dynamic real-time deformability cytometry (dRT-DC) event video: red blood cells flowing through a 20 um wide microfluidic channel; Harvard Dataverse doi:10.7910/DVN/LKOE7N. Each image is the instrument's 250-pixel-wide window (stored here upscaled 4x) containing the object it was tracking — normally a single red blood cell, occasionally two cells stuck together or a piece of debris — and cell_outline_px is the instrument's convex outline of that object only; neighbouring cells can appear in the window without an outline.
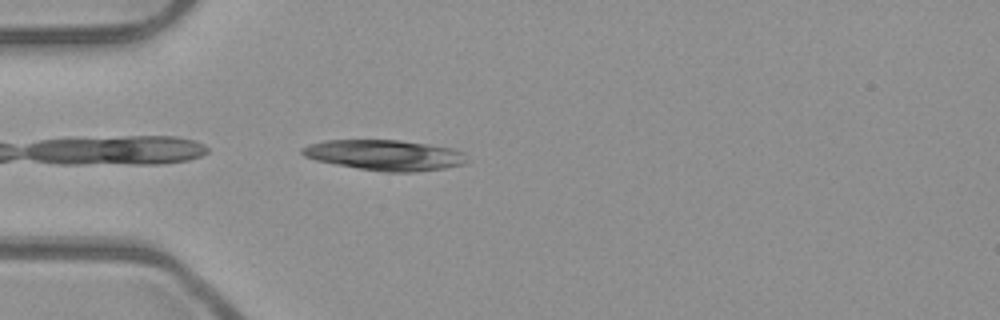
{"species": "common noctule bat (a hibernating species)", "species_latin": "Nyctalus noctula", "temperature_condition": "room temperature", "stored_images_in_passage": 36, "camera_frame_rate_fps": 3000, "um_per_image_px": 0.085, "animal": {"sex": "male", "body_mass_g": 23.1, "forearm_length_mm": 52.7}, "frame": {"image": 1, "passage_image": 1, "time_ms": 0.0, "image_size_px": [1000, 320], "cell_outline_px": [[468, 160], [464, 164], [444, 168], [416, 172], [384, 172], [336, 164], [316, 160], [304, 156], [300, 152], [300, 148], [308, 144], [324, 140], [400, 140], [428, 144], [452, 148], [464, 152]], "centroid_in_image_um": [32.71, 13.18], "position_along_channel_um": 52.3, "area_um2": 29.36}}